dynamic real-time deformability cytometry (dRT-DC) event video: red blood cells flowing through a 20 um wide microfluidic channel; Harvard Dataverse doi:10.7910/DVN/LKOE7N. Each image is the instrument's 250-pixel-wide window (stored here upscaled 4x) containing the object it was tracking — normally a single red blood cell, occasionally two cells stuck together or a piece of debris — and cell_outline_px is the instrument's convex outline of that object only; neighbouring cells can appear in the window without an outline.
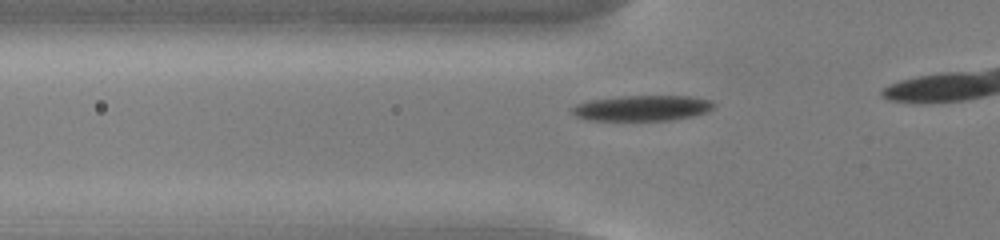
{"species": "common noctule bat (a hibernating species)", "species_latin": "Nyctalus noctula", "temperature_condition": "cold", "stored_images_in_passage": 17, "camera_frame_rate_fps": 3000, "um_per_image_px": 0.085, "animal": {"sex": "male", "body_mass_g": 13.0, "forearm_length_mm": 53.1}, "frame": {"image": 1, "passage_image": 11, "time_ms": 3.333, "image_size_px": [1000, 240], "cell_outline_px": [[716, 104], [708, 112], [692, 116], [672, 120], [588, 120], [576, 116], [572, 112], [572, 108], [576, 104], [592, 100], [620, 96], [688, 96], [712, 100]], "centroid_in_image_um": [54.62, 9.18], "position_along_channel_um": 71.2, "area_um2": 21.04}}
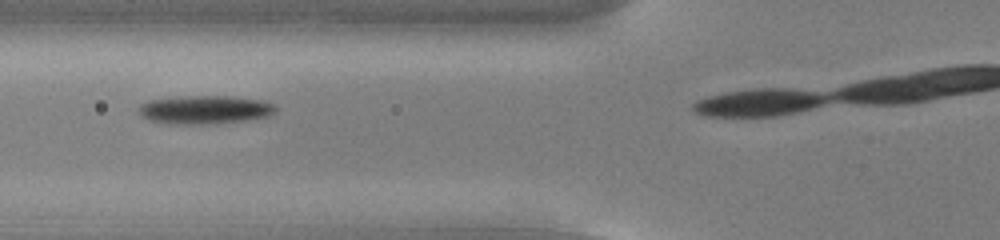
{"frame": {"image": 2, "passage_image": 14, "time_ms": 4.333, "image_size_px": [1000, 240], "cell_outline_px": [[276, 112], [268, 116], [248, 120], [216, 124], [168, 124], [148, 120], [140, 116], [136, 108], [140, 104], [148, 100], [184, 96], [232, 96], [260, 100], [276, 104]], "centroid_in_image_um": [17.38, 9.33], "position_along_channel_um": 108.4, "area_um2": 23.18}}